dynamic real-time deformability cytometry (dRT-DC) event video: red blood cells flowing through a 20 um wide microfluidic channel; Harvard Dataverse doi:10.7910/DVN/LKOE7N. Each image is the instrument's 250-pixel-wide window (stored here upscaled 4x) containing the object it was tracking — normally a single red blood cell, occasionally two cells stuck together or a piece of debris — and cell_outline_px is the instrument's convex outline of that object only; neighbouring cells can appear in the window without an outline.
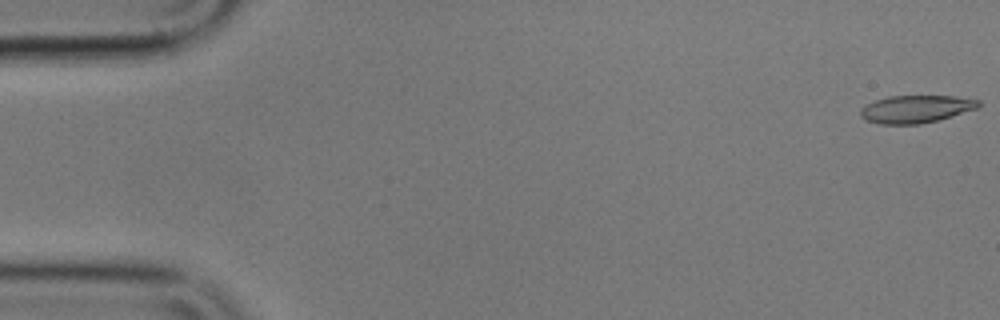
{"species": "common noctule bat (a hibernating species)", "species_latin": "Nyctalus noctula", "temperature_condition": "cold", "stored_images_in_passage": 55, "camera_frame_rate_fps": 3000, "um_per_image_px": 0.085, "animal": {"sex": "male", "body_mass_g": 17.9}, "frame": {"image": 1, "passage_image": 1, "time_ms": 0.0, "image_size_px": [1000, 320], "cell_outline_px": [[980, 104], [976, 108], [936, 120], [920, 124], [880, 124], [868, 120], [860, 116], [860, 108], [876, 100], [888, 96], [952, 96], [980, 100]], "centroid_in_image_um": [77.81, 9.26], "position_along_channel_um": 7.2, "area_um2": 18.61}}
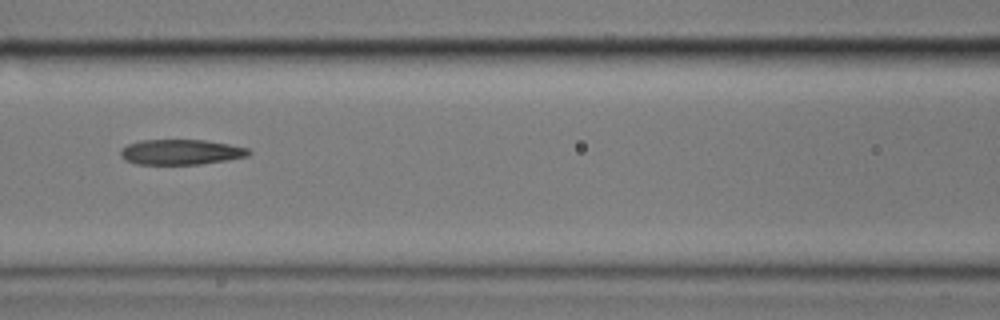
{"frame": {"image": 2, "passage_image": 24, "time_ms": 7.667, "image_size_px": [1000, 320], "cell_outline_px": [[252, 152], [248, 156], [228, 160], [200, 164], [136, 164], [124, 160], [120, 156], [120, 148], [128, 144], [140, 140], [204, 140], [228, 144], [248, 148]], "centroid_in_image_um": [15.35, 12.92], "position_along_channel_um": 151.2, "area_um2": 18.96}}
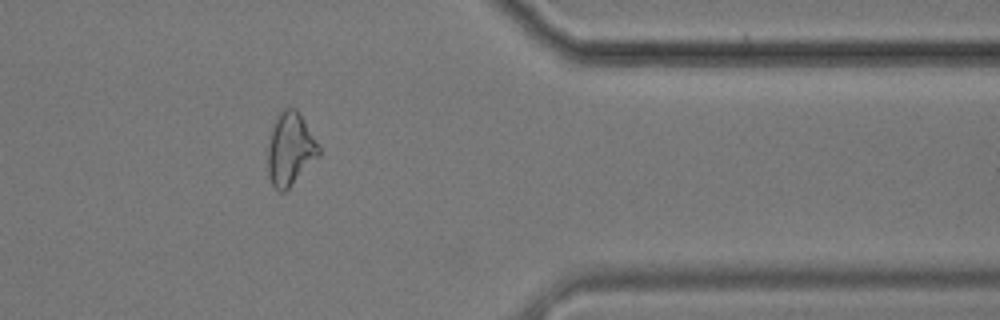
{"frame": {"image": 3, "passage_image": 45, "time_ms": 14.667, "image_size_px": [1000, 320], "cell_outline_px": [[320, 156], [284, 192], [280, 192], [272, 184], [268, 176], [268, 144], [276, 112], [280, 108], [296, 108], [320, 148]], "centroid_in_image_um": [24.65, 12.65], "position_along_channel_um": 386.8, "area_um2": 21.62}, "authors_computed_cell_mechanics": {"area_um2": 19.8832, "velocity_mm_per_s": 3.6113, "shape_relaxation_time_tau1_ms": null, "shape_relaxation_time_tau2_ms": 2.4441, "deformation_change_tau1": null, "deformation_change_tau2": 0.1132}}